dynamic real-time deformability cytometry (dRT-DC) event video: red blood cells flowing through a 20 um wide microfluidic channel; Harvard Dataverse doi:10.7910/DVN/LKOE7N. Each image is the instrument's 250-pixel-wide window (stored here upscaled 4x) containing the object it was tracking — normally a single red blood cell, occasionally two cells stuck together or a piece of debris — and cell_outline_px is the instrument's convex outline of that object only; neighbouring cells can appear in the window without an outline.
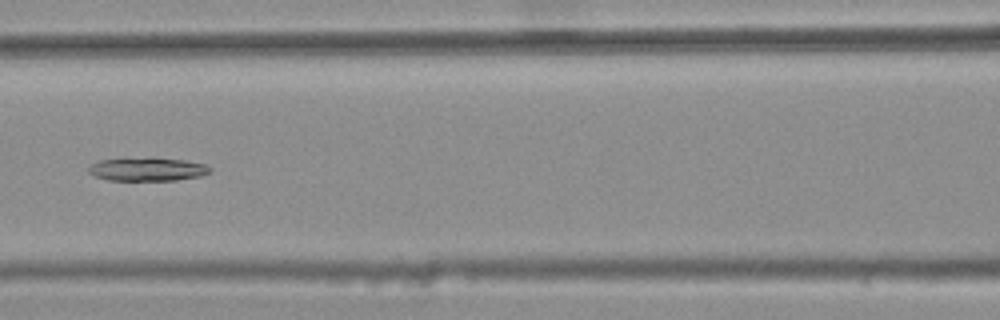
{"species": "common noctule bat (a hibernating species)", "species_latin": "Nyctalus noctula", "temperature_condition": "warm", "stored_images_in_passage": 4, "camera_frame_rate_fps": 3000, "um_per_image_px": 0.085, "animal": {"sex": "female", "body_mass_g": 25.1}, "frame": {"image": 1, "passage_image": 4, "time_ms": 1.0, "image_size_px": [1000, 320], "cell_outline_px": [[212, 172], [200, 176], [176, 180], [108, 180], [96, 176], [88, 172], [88, 168], [92, 164], [100, 160], [124, 156], [184, 160], [208, 164], [212, 168]], "centroid_in_image_um": [12.53, 14.36], "position_along_channel_um": 154.1, "area_um2": 16.94}}